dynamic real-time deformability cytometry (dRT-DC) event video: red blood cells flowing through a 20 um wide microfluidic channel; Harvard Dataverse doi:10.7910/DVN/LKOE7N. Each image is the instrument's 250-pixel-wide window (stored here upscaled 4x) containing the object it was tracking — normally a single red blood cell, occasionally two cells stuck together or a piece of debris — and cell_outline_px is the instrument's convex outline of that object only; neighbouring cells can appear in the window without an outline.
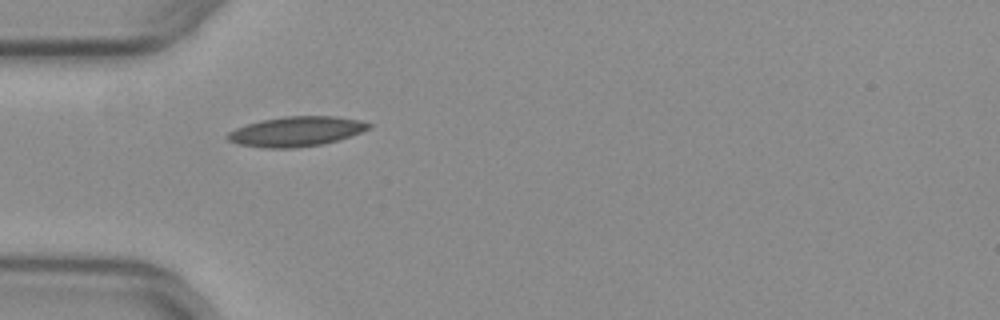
{"species": "common noctule bat (a hibernating species)", "species_latin": "Nyctalus noctula", "temperature_condition": "warm", "stored_images_in_passage": 37, "camera_frame_rate_fps": 3000, "um_per_image_px": 0.085, "animal": {"sex": "female", "body_mass_g": 29.2, "forearm_length_mm": 56.3}, "frame": {"image": 1, "passage_image": 1, "time_ms": 0.0, "image_size_px": [1000, 320], "cell_outline_px": [[372, 124], [368, 128], [360, 132], [324, 144], [292, 148], [264, 148], [240, 144], [228, 140], [224, 136], [228, 132], [236, 128], [260, 120], [284, 116], [336, 116], [360, 120]], "centroid_in_image_um": [25.14, 11.17], "position_along_channel_um": 59.9, "area_um2": 24.39}}
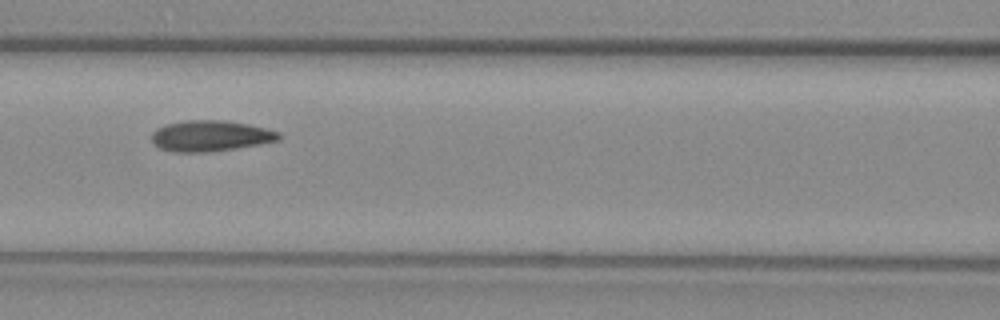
{"frame": {"image": 2, "passage_image": 8, "time_ms": 2.333, "image_size_px": [1000, 320], "cell_outline_px": [[280, 140], [260, 144], [236, 148], [204, 152], [176, 152], [160, 148], [152, 140], [152, 132], [156, 128], [164, 124], [184, 120], [224, 120], [248, 124], [280, 132]], "centroid_in_image_um": [17.88, 11.54], "position_along_channel_um": 148.7, "area_um2": 22.83}}
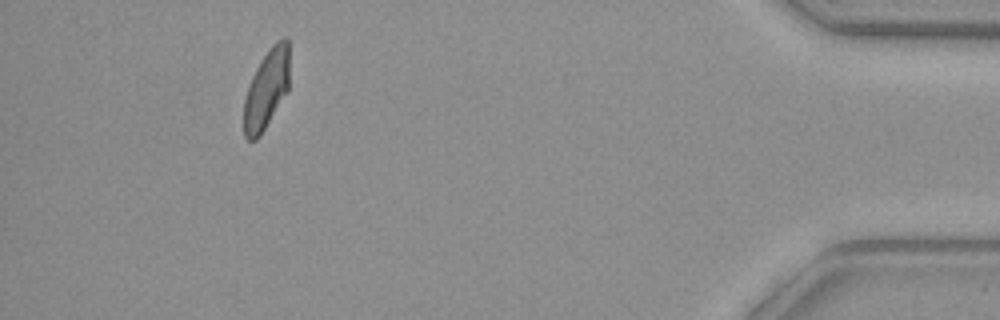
{"frame": {"image": 3, "passage_image": 33, "time_ms": 10.667, "image_size_px": [1000, 320], "cell_outline_px": [[288, 88], [260, 136], [256, 140], [248, 140], [244, 136], [244, 96], [252, 76], [260, 60], [272, 44], [276, 40], [284, 36], [288, 40]], "centroid_in_image_um": [22.62, 7.56], "position_along_channel_um": 412.6, "area_um2": 20.81}, "authors_computed_cell_mechanics": {"area_um2": 22.3108, "velocity_mm_per_s": 3.9367, "shape_relaxation_time_tau1_ms": 6.4772, "shape_relaxation_time_tau2_ms": 1.8682, "deformation_change_tau1": 0.1591, "deformation_change_tau2": 0.072}}